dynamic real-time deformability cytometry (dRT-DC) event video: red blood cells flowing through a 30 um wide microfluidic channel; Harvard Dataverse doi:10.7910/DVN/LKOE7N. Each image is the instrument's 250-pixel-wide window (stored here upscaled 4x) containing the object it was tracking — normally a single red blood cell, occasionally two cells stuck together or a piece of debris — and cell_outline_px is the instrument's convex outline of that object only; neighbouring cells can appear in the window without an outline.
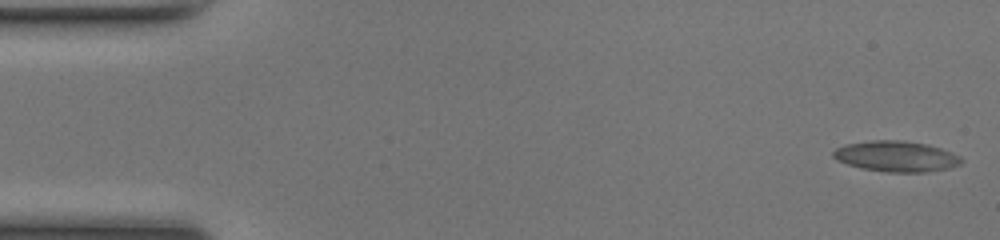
{"species": "common noctule bat (a hibernating species)", "species_latin": "Nyctalus noctula", "temperature_condition": "room temperature", "stored_images_in_passage": 48, "camera_frame_rate_fps": 3000, "um_per_image_px": 0.085, "animal": {"sex": "female", "body_mass_g": 17.0, "forearm_length_mm": 48.0}, "frame": {"image": 1, "passage_image": 1, "time_ms": 0.0, "image_size_px": [1000, 240], "cell_outline_px": [[964, 160], [960, 164], [948, 168], [924, 172], [888, 172], [860, 168], [836, 160], [832, 156], [832, 152], [836, 148], [844, 144], [872, 140], [900, 140], [928, 144], [952, 152], [960, 156]], "centroid_in_image_um": [76.16, 13.28], "position_along_channel_um": 8.8, "area_um2": 23.0}}
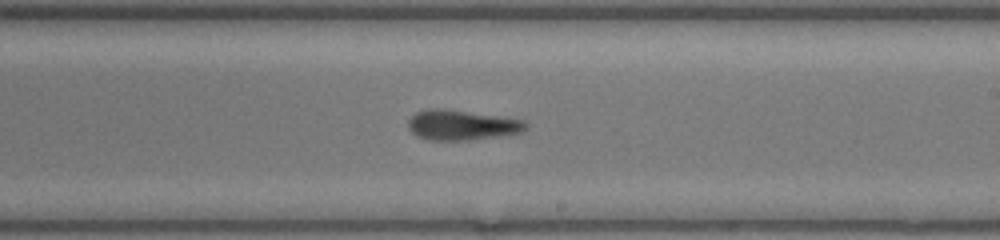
{"frame": {"image": 2, "passage_image": 28, "time_ms": 9.0, "image_size_px": [1000, 240], "cell_outline_px": [[528, 128], [520, 132], [500, 136], [468, 140], [428, 140], [416, 136], [408, 128], [408, 120], [416, 112], [432, 108], [440, 108], [524, 120], [528, 124]], "centroid_in_image_um": [39.22, 10.64], "position_along_channel_um": 249.8, "area_um2": 20.46}}
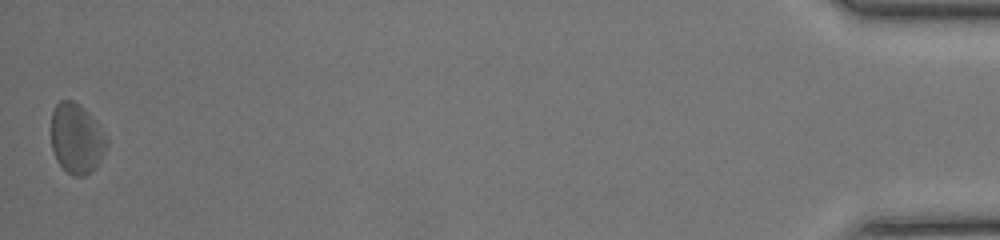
{"frame": {"image": 3, "passage_image": 48, "time_ms": 15.667, "image_size_px": [1000, 240], "cell_outline_px": [[108, 144], [104, 152], [92, 172], [84, 176], [72, 176], [56, 160], [52, 148], [52, 112], [56, 104], [60, 100], [72, 100], [88, 112], [100, 124], [108, 140]], "centroid_in_image_um": [6.52, 11.77], "position_along_channel_um": 428.7, "area_um2": 22.66}, "authors_computed_cell_mechanics": {"area_um2": 20.9236, "velocity_mm_per_s": 4.2241, "shape_relaxation_time_tau1_ms": 3.9151, "shape_relaxation_time_tau2_ms": 6.6324, "deformation_change_tau1": 0.1333, "deformation_change_tau2": 0.2121}}